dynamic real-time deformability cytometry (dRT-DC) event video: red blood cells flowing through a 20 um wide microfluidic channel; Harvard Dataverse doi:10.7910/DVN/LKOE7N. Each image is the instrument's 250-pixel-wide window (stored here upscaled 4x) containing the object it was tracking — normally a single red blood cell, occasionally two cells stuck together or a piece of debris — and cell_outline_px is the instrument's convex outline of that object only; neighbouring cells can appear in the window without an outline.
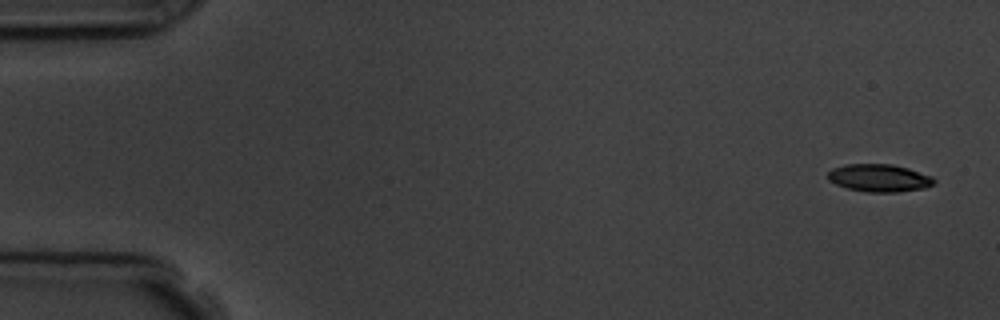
{"species": "common noctule bat (a hibernating species)", "species_latin": "Nyctalus noctula", "temperature_condition": "room temperature", "stored_images_in_passage": 5, "camera_frame_rate_fps": 3000, "um_per_image_px": 0.085, "animal": {"sex": "male", "body_mass_g": 19.5, "forearm_length_mm": 54.6}, "frame": {"image": 1, "passage_image": 1, "time_ms": 0.0, "image_size_px": [1000, 320], "cell_outline_px": [[936, 180], [932, 184], [924, 188], [896, 192], [868, 192], [848, 188], [836, 184], [828, 180], [828, 172], [832, 168], [844, 164], [892, 164], [908, 168], [932, 176]], "centroid_in_image_um": [74.72, 15.12], "position_along_channel_um": 10.3, "area_um2": 17.05}}
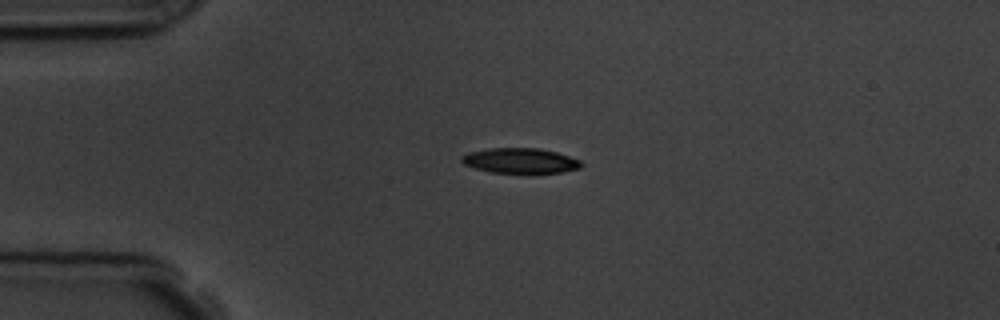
{"frame": {"image": 2, "passage_image": 4, "time_ms": 3.667, "image_size_px": [1000, 320], "cell_outline_px": [[584, 164], [580, 168], [560, 172], [492, 172], [476, 168], [464, 164], [460, 160], [460, 156], [468, 152], [488, 148], [536, 148], [556, 152], [580, 160]], "centroid_in_image_um": [44.19, 13.64], "position_along_channel_um": 40.8, "area_um2": 17.28}}